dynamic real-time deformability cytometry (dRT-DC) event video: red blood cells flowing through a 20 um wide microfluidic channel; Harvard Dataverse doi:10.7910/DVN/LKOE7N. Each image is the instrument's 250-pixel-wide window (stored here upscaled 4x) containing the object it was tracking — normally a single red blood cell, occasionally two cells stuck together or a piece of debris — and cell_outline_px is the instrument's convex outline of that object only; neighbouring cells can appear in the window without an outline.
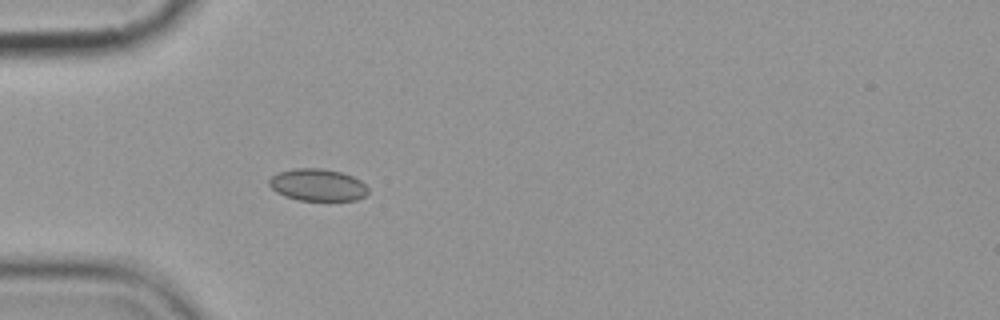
{"species": "common noctule bat (a hibernating species)", "species_latin": "Nyctalus noctula", "temperature_condition": "cold", "stored_images_in_passage": 5, "camera_frame_rate_fps": 3000, "um_per_image_px": 0.085, "animal": {"sex": "female", "body_mass_g": 19.9}, "frame": {"image": 1, "passage_image": 5, "time_ms": 4.667, "image_size_px": [1000, 320], "cell_outline_px": [[368, 192], [364, 196], [356, 200], [296, 200], [284, 196], [276, 192], [268, 184], [268, 180], [272, 176], [280, 172], [296, 168], [320, 168], [340, 172], [352, 176], [360, 180], [368, 188]], "centroid_in_image_um": [26.98, 15.72], "position_along_channel_um": 58.0, "area_um2": 18.44}}